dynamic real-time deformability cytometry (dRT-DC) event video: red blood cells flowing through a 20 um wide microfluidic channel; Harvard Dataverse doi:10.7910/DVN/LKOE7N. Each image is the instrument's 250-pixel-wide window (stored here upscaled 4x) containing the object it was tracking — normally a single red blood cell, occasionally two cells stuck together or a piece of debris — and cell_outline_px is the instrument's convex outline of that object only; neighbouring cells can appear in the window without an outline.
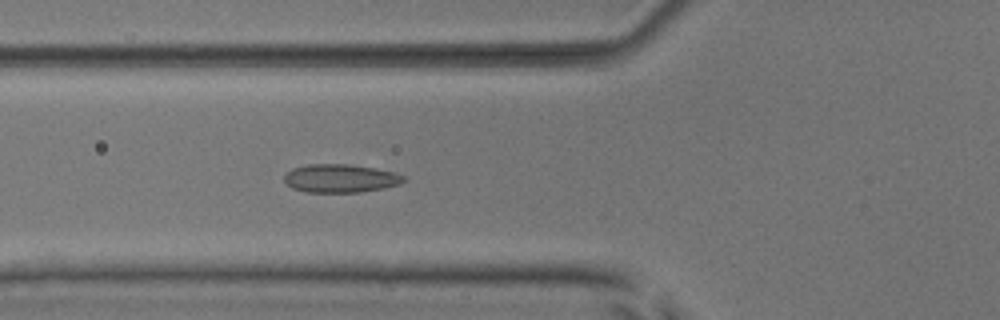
{"species": "common noctule bat (a hibernating species)", "species_latin": "Nyctalus noctula", "temperature_condition": "room temperature", "stored_images_in_passage": 5, "camera_frame_rate_fps": 3000, "um_per_image_px": 0.085, "animal": {"sex": "male", "body_mass_g": 17.9, "forearm_length_mm": 54.2}, "frame": {"image": 1, "passage_image": 5, "time_ms": 5.667, "image_size_px": [1000, 320], "cell_outline_px": [[408, 180], [400, 184], [384, 188], [360, 192], [304, 192], [292, 188], [284, 180], [284, 176], [292, 168], [308, 164], [348, 164], [376, 168], [396, 172], [404, 176]], "centroid_in_image_um": [28.97, 15.16], "position_along_channel_um": 96.8, "area_um2": 19.88}}